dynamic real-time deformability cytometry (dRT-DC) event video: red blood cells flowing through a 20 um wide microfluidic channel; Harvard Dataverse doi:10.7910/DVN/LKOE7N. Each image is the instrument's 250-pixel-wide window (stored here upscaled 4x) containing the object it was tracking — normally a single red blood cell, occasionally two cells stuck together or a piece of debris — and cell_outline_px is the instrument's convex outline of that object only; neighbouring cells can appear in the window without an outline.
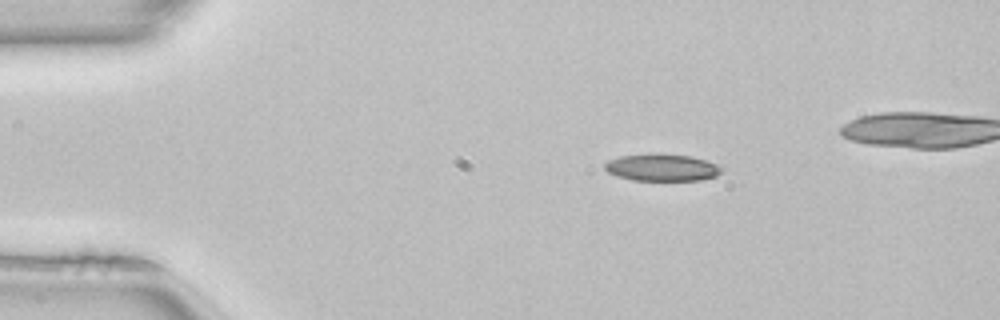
{"species": "common noctule bat (a hibernating species)", "species_latin": "Nyctalus noctula", "temperature_condition": "room temperature", "stored_images_in_passage": 44, "camera_frame_rate_fps": 3000, "um_per_image_px": 0.085, "animal": {"sex": "female", "body_mass_g": 22.7, "forearm_length_mm": 54.2}, "frame": {"image": 1, "passage_image": 7, "time_ms": 2.0, "image_size_px": [1000, 320], "cell_outline_px": [[724, 168], [716, 176], [700, 180], [632, 180], [608, 172], [604, 168], [604, 164], [608, 160], [620, 156], [648, 152], [660, 152], [692, 156], [716, 164]], "centroid_in_image_um": [56.25, 14.2], "position_along_channel_um": 28.7, "area_um2": 18.73}, "authors_computed_cell_mechanics": {"area_um2": 18.9295, "velocity_mm_per_s": 4.0708, "shape_relaxation_time_tau1_ms": null, "shape_relaxation_time_tau2_ms": 10.6511, "deformation_change_tau1": null, "deformation_change_tau2": 0.2121}}